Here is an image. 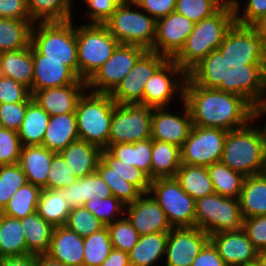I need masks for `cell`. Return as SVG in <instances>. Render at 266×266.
<instances>
[{
  "mask_svg": "<svg viewBox=\"0 0 266 266\" xmlns=\"http://www.w3.org/2000/svg\"><path fill=\"white\" fill-rule=\"evenodd\" d=\"M203 88H217L244 97L253 107L262 103L266 92V61H234L216 49L188 73Z\"/></svg>",
  "mask_w": 266,
  "mask_h": 266,
  "instance_id": "1",
  "label": "cell"
},
{
  "mask_svg": "<svg viewBox=\"0 0 266 266\" xmlns=\"http://www.w3.org/2000/svg\"><path fill=\"white\" fill-rule=\"evenodd\" d=\"M183 102L195 126L235 130L252 120L253 106L244 98L217 88H203L188 77Z\"/></svg>",
  "mask_w": 266,
  "mask_h": 266,
  "instance_id": "2",
  "label": "cell"
},
{
  "mask_svg": "<svg viewBox=\"0 0 266 266\" xmlns=\"http://www.w3.org/2000/svg\"><path fill=\"white\" fill-rule=\"evenodd\" d=\"M235 23L233 4H224L215 14L194 25L184 47L173 58L188 73L210 52L222 43L226 33Z\"/></svg>",
  "mask_w": 266,
  "mask_h": 266,
  "instance_id": "3",
  "label": "cell"
},
{
  "mask_svg": "<svg viewBox=\"0 0 266 266\" xmlns=\"http://www.w3.org/2000/svg\"><path fill=\"white\" fill-rule=\"evenodd\" d=\"M253 123L251 120L246 126L227 132L220 160L245 177L264 173L266 164L263 137Z\"/></svg>",
  "mask_w": 266,
  "mask_h": 266,
  "instance_id": "4",
  "label": "cell"
},
{
  "mask_svg": "<svg viewBox=\"0 0 266 266\" xmlns=\"http://www.w3.org/2000/svg\"><path fill=\"white\" fill-rule=\"evenodd\" d=\"M73 21L34 23L30 45L42 54V60L63 61L78 76L76 25Z\"/></svg>",
  "mask_w": 266,
  "mask_h": 266,
  "instance_id": "5",
  "label": "cell"
},
{
  "mask_svg": "<svg viewBox=\"0 0 266 266\" xmlns=\"http://www.w3.org/2000/svg\"><path fill=\"white\" fill-rule=\"evenodd\" d=\"M115 104L109 94L86 90L75 111L79 139L106 149Z\"/></svg>",
  "mask_w": 266,
  "mask_h": 266,
  "instance_id": "6",
  "label": "cell"
},
{
  "mask_svg": "<svg viewBox=\"0 0 266 266\" xmlns=\"http://www.w3.org/2000/svg\"><path fill=\"white\" fill-rule=\"evenodd\" d=\"M104 25L121 44L138 45L146 50L153 47L157 21L132 0L119 4Z\"/></svg>",
  "mask_w": 266,
  "mask_h": 266,
  "instance_id": "7",
  "label": "cell"
},
{
  "mask_svg": "<svg viewBox=\"0 0 266 266\" xmlns=\"http://www.w3.org/2000/svg\"><path fill=\"white\" fill-rule=\"evenodd\" d=\"M78 77L88 81L111 57L119 42L104 24L76 26Z\"/></svg>",
  "mask_w": 266,
  "mask_h": 266,
  "instance_id": "8",
  "label": "cell"
},
{
  "mask_svg": "<svg viewBox=\"0 0 266 266\" xmlns=\"http://www.w3.org/2000/svg\"><path fill=\"white\" fill-rule=\"evenodd\" d=\"M243 217L239 200L215 192L196 200L195 227L209 236L218 232L238 231Z\"/></svg>",
  "mask_w": 266,
  "mask_h": 266,
  "instance_id": "9",
  "label": "cell"
},
{
  "mask_svg": "<svg viewBox=\"0 0 266 266\" xmlns=\"http://www.w3.org/2000/svg\"><path fill=\"white\" fill-rule=\"evenodd\" d=\"M148 193L163 209L172 228L195 227L196 201L182 189L175 177L151 180Z\"/></svg>",
  "mask_w": 266,
  "mask_h": 266,
  "instance_id": "10",
  "label": "cell"
},
{
  "mask_svg": "<svg viewBox=\"0 0 266 266\" xmlns=\"http://www.w3.org/2000/svg\"><path fill=\"white\" fill-rule=\"evenodd\" d=\"M152 110L142 103L115 104L108 146L150 139Z\"/></svg>",
  "mask_w": 266,
  "mask_h": 266,
  "instance_id": "11",
  "label": "cell"
},
{
  "mask_svg": "<svg viewBox=\"0 0 266 266\" xmlns=\"http://www.w3.org/2000/svg\"><path fill=\"white\" fill-rule=\"evenodd\" d=\"M145 51V48L138 45L119 43L111 57L86 82L87 90L110 94Z\"/></svg>",
  "mask_w": 266,
  "mask_h": 266,
  "instance_id": "12",
  "label": "cell"
},
{
  "mask_svg": "<svg viewBox=\"0 0 266 266\" xmlns=\"http://www.w3.org/2000/svg\"><path fill=\"white\" fill-rule=\"evenodd\" d=\"M227 130L192 126L181 147V163L191 166H210L222 157Z\"/></svg>",
  "mask_w": 266,
  "mask_h": 266,
  "instance_id": "13",
  "label": "cell"
},
{
  "mask_svg": "<svg viewBox=\"0 0 266 266\" xmlns=\"http://www.w3.org/2000/svg\"><path fill=\"white\" fill-rule=\"evenodd\" d=\"M186 79L187 73L173 59H168L146 81L141 103L151 108H167L177 94H180L179 98L183 101Z\"/></svg>",
  "mask_w": 266,
  "mask_h": 266,
  "instance_id": "14",
  "label": "cell"
},
{
  "mask_svg": "<svg viewBox=\"0 0 266 266\" xmlns=\"http://www.w3.org/2000/svg\"><path fill=\"white\" fill-rule=\"evenodd\" d=\"M169 58L157 52L146 50L135 62L132 70L109 94L116 104L141 103L146 81Z\"/></svg>",
  "mask_w": 266,
  "mask_h": 266,
  "instance_id": "15",
  "label": "cell"
},
{
  "mask_svg": "<svg viewBox=\"0 0 266 266\" xmlns=\"http://www.w3.org/2000/svg\"><path fill=\"white\" fill-rule=\"evenodd\" d=\"M217 49L228 60L266 61V41L253 26L234 23Z\"/></svg>",
  "mask_w": 266,
  "mask_h": 266,
  "instance_id": "16",
  "label": "cell"
},
{
  "mask_svg": "<svg viewBox=\"0 0 266 266\" xmlns=\"http://www.w3.org/2000/svg\"><path fill=\"white\" fill-rule=\"evenodd\" d=\"M209 240L210 236L197 227L172 228L166 242L165 266H191Z\"/></svg>",
  "mask_w": 266,
  "mask_h": 266,
  "instance_id": "17",
  "label": "cell"
},
{
  "mask_svg": "<svg viewBox=\"0 0 266 266\" xmlns=\"http://www.w3.org/2000/svg\"><path fill=\"white\" fill-rule=\"evenodd\" d=\"M182 102V112L170 108H153L151 119V138L153 140L183 146L192 129V118L186 104ZM182 113V114H181Z\"/></svg>",
  "mask_w": 266,
  "mask_h": 266,
  "instance_id": "18",
  "label": "cell"
},
{
  "mask_svg": "<svg viewBox=\"0 0 266 266\" xmlns=\"http://www.w3.org/2000/svg\"><path fill=\"white\" fill-rule=\"evenodd\" d=\"M194 25L191 20L175 11L158 19L151 51L173 59L184 47Z\"/></svg>",
  "mask_w": 266,
  "mask_h": 266,
  "instance_id": "19",
  "label": "cell"
},
{
  "mask_svg": "<svg viewBox=\"0 0 266 266\" xmlns=\"http://www.w3.org/2000/svg\"><path fill=\"white\" fill-rule=\"evenodd\" d=\"M125 214L140 236L172 229L165 212L149 193L125 205Z\"/></svg>",
  "mask_w": 266,
  "mask_h": 266,
  "instance_id": "20",
  "label": "cell"
},
{
  "mask_svg": "<svg viewBox=\"0 0 266 266\" xmlns=\"http://www.w3.org/2000/svg\"><path fill=\"white\" fill-rule=\"evenodd\" d=\"M210 241L227 266H241L258 260V250L242 228L210 235Z\"/></svg>",
  "mask_w": 266,
  "mask_h": 266,
  "instance_id": "21",
  "label": "cell"
},
{
  "mask_svg": "<svg viewBox=\"0 0 266 266\" xmlns=\"http://www.w3.org/2000/svg\"><path fill=\"white\" fill-rule=\"evenodd\" d=\"M34 63L31 95L38 90L62 87L70 84H87L60 60H42V54L32 47Z\"/></svg>",
  "mask_w": 266,
  "mask_h": 266,
  "instance_id": "22",
  "label": "cell"
},
{
  "mask_svg": "<svg viewBox=\"0 0 266 266\" xmlns=\"http://www.w3.org/2000/svg\"><path fill=\"white\" fill-rule=\"evenodd\" d=\"M86 90L87 84H70L35 91L32 98L50 116H56L75 112L77 103Z\"/></svg>",
  "mask_w": 266,
  "mask_h": 266,
  "instance_id": "23",
  "label": "cell"
},
{
  "mask_svg": "<svg viewBox=\"0 0 266 266\" xmlns=\"http://www.w3.org/2000/svg\"><path fill=\"white\" fill-rule=\"evenodd\" d=\"M46 254L65 266H83V237L66 226H57L54 228L50 247Z\"/></svg>",
  "mask_w": 266,
  "mask_h": 266,
  "instance_id": "24",
  "label": "cell"
},
{
  "mask_svg": "<svg viewBox=\"0 0 266 266\" xmlns=\"http://www.w3.org/2000/svg\"><path fill=\"white\" fill-rule=\"evenodd\" d=\"M54 153L42 145L22 146L18 164L28 183L47 189L48 172Z\"/></svg>",
  "mask_w": 266,
  "mask_h": 266,
  "instance_id": "25",
  "label": "cell"
},
{
  "mask_svg": "<svg viewBox=\"0 0 266 266\" xmlns=\"http://www.w3.org/2000/svg\"><path fill=\"white\" fill-rule=\"evenodd\" d=\"M102 149L97 145L78 139L71 142L59 153L63 156L68 166L71 167L77 179L96 172L101 159Z\"/></svg>",
  "mask_w": 266,
  "mask_h": 266,
  "instance_id": "26",
  "label": "cell"
},
{
  "mask_svg": "<svg viewBox=\"0 0 266 266\" xmlns=\"http://www.w3.org/2000/svg\"><path fill=\"white\" fill-rule=\"evenodd\" d=\"M62 197L71 208L84 206L86 201L113 196L108 184L97 172L76 179L71 185L60 189Z\"/></svg>",
  "mask_w": 266,
  "mask_h": 266,
  "instance_id": "27",
  "label": "cell"
},
{
  "mask_svg": "<svg viewBox=\"0 0 266 266\" xmlns=\"http://www.w3.org/2000/svg\"><path fill=\"white\" fill-rule=\"evenodd\" d=\"M34 63L32 46L0 53V75L12 78L29 90L33 86Z\"/></svg>",
  "mask_w": 266,
  "mask_h": 266,
  "instance_id": "28",
  "label": "cell"
},
{
  "mask_svg": "<svg viewBox=\"0 0 266 266\" xmlns=\"http://www.w3.org/2000/svg\"><path fill=\"white\" fill-rule=\"evenodd\" d=\"M75 112L50 116L42 146L55 153L60 152L71 142L78 140Z\"/></svg>",
  "mask_w": 266,
  "mask_h": 266,
  "instance_id": "29",
  "label": "cell"
},
{
  "mask_svg": "<svg viewBox=\"0 0 266 266\" xmlns=\"http://www.w3.org/2000/svg\"><path fill=\"white\" fill-rule=\"evenodd\" d=\"M238 200L243 219L266 215V175L246 176Z\"/></svg>",
  "mask_w": 266,
  "mask_h": 266,
  "instance_id": "30",
  "label": "cell"
},
{
  "mask_svg": "<svg viewBox=\"0 0 266 266\" xmlns=\"http://www.w3.org/2000/svg\"><path fill=\"white\" fill-rule=\"evenodd\" d=\"M168 233L141 235L137 244L128 253L130 266H153L162 261L161 259L165 256Z\"/></svg>",
  "mask_w": 266,
  "mask_h": 266,
  "instance_id": "31",
  "label": "cell"
},
{
  "mask_svg": "<svg viewBox=\"0 0 266 266\" xmlns=\"http://www.w3.org/2000/svg\"><path fill=\"white\" fill-rule=\"evenodd\" d=\"M24 228L27 252L33 255L46 254L50 247L54 226L37 212L20 219Z\"/></svg>",
  "mask_w": 266,
  "mask_h": 266,
  "instance_id": "32",
  "label": "cell"
},
{
  "mask_svg": "<svg viewBox=\"0 0 266 266\" xmlns=\"http://www.w3.org/2000/svg\"><path fill=\"white\" fill-rule=\"evenodd\" d=\"M153 139L109 145L106 149L117 159L145 172L151 179Z\"/></svg>",
  "mask_w": 266,
  "mask_h": 266,
  "instance_id": "33",
  "label": "cell"
},
{
  "mask_svg": "<svg viewBox=\"0 0 266 266\" xmlns=\"http://www.w3.org/2000/svg\"><path fill=\"white\" fill-rule=\"evenodd\" d=\"M181 164V148L179 146L153 140L151 180L175 177Z\"/></svg>",
  "mask_w": 266,
  "mask_h": 266,
  "instance_id": "34",
  "label": "cell"
},
{
  "mask_svg": "<svg viewBox=\"0 0 266 266\" xmlns=\"http://www.w3.org/2000/svg\"><path fill=\"white\" fill-rule=\"evenodd\" d=\"M49 119L50 115L32 100L17 131L22 146L42 145Z\"/></svg>",
  "mask_w": 266,
  "mask_h": 266,
  "instance_id": "35",
  "label": "cell"
},
{
  "mask_svg": "<svg viewBox=\"0 0 266 266\" xmlns=\"http://www.w3.org/2000/svg\"><path fill=\"white\" fill-rule=\"evenodd\" d=\"M175 179L195 201L215 192L207 167L181 164Z\"/></svg>",
  "mask_w": 266,
  "mask_h": 266,
  "instance_id": "36",
  "label": "cell"
},
{
  "mask_svg": "<svg viewBox=\"0 0 266 266\" xmlns=\"http://www.w3.org/2000/svg\"><path fill=\"white\" fill-rule=\"evenodd\" d=\"M33 24L32 20L0 18V53L29 47Z\"/></svg>",
  "mask_w": 266,
  "mask_h": 266,
  "instance_id": "37",
  "label": "cell"
},
{
  "mask_svg": "<svg viewBox=\"0 0 266 266\" xmlns=\"http://www.w3.org/2000/svg\"><path fill=\"white\" fill-rule=\"evenodd\" d=\"M27 254L29 253L20 219L0 212V257Z\"/></svg>",
  "mask_w": 266,
  "mask_h": 266,
  "instance_id": "38",
  "label": "cell"
},
{
  "mask_svg": "<svg viewBox=\"0 0 266 266\" xmlns=\"http://www.w3.org/2000/svg\"><path fill=\"white\" fill-rule=\"evenodd\" d=\"M72 0H30V19L36 22H66L73 20Z\"/></svg>",
  "mask_w": 266,
  "mask_h": 266,
  "instance_id": "39",
  "label": "cell"
},
{
  "mask_svg": "<svg viewBox=\"0 0 266 266\" xmlns=\"http://www.w3.org/2000/svg\"><path fill=\"white\" fill-rule=\"evenodd\" d=\"M60 190L42 189L36 212L54 227L65 226L70 210Z\"/></svg>",
  "mask_w": 266,
  "mask_h": 266,
  "instance_id": "40",
  "label": "cell"
},
{
  "mask_svg": "<svg viewBox=\"0 0 266 266\" xmlns=\"http://www.w3.org/2000/svg\"><path fill=\"white\" fill-rule=\"evenodd\" d=\"M210 180L216 194L238 199L242 190L245 176L222 163L215 162L207 166Z\"/></svg>",
  "mask_w": 266,
  "mask_h": 266,
  "instance_id": "41",
  "label": "cell"
},
{
  "mask_svg": "<svg viewBox=\"0 0 266 266\" xmlns=\"http://www.w3.org/2000/svg\"><path fill=\"white\" fill-rule=\"evenodd\" d=\"M41 191V187L27 183L14 193L1 213L17 219L27 217L36 212Z\"/></svg>",
  "mask_w": 266,
  "mask_h": 266,
  "instance_id": "42",
  "label": "cell"
},
{
  "mask_svg": "<svg viewBox=\"0 0 266 266\" xmlns=\"http://www.w3.org/2000/svg\"><path fill=\"white\" fill-rule=\"evenodd\" d=\"M83 240V266H101L113 249L107 227L84 237Z\"/></svg>",
  "mask_w": 266,
  "mask_h": 266,
  "instance_id": "43",
  "label": "cell"
},
{
  "mask_svg": "<svg viewBox=\"0 0 266 266\" xmlns=\"http://www.w3.org/2000/svg\"><path fill=\"white\" fill-rule=\"evenodd\" d=\"M96 172L108 184L112 195L120 200L124 205L133 203L142 195V193L133 184L125 181L101 159L97 165Z\"/></svg>",
  "mask_w": 266,
  "mask_h": 266,
  "instance_id": "44",
  "label": "cell"
},
{
  "mask_svg": "<svg viewBox=\"0 0 266 266\" xmlns=\"http://www.w3.org/2000/svg\"><path fill=\"white\" fill-rule=\"evenodd\" d=\"M101 160L125 181L133 184L142 194L149 192L151 179L141 169L117 159L107 149H102Z\"/></svg>",
  "mask_w": 266,
  "mask_h": 266,
  "instance_id": "45",
  "label": "cell"
},
{
  "mask_svg": "<svg viewBox=\"0 0 266 266\" xmlns=\"http://www.w3.org/2000/svg\"><path fill=\"white\" fill-rule=\"evenodd\" d=\"M27 183V177L18 163L0 165V212L14 193Z\"/></svg>",
  "mask_w": 266,
  "mask_h": 266,
  "instance_id": "46",
  "label": "cell"
},
{
  "mask_svg": "<svg viewBox=\"0 0 266 266\" xmlns=\"http://www.w3.org/2000/svg\"><path fill=\"white\" fill-rule=\"evenodd\" d=\"M224 4L222 0H176L175 12L196 24L211 17Z\"/></svg>",
  "mask_w": 266,
  "mask_h": 266,
  "instance_id": "47",
  "label": "cell"
},
{
  "mask_svg": "<svg viewBox=\"0 0 266 266\" xmlns=\"http://www.w3.org/2000/svg\"><path fill=\"white\" fill-rule=\"evenodd\" d=\"M106 227L114 249L129 253L139 240V233L125 215Z\"/></svg>",
  "mask_w": 266,
  "mask_h": 266,
  "instance_id": "48",
  "label": "cell"
},
{
  "mask_svg": "<svg viewBox=\"0 0 266 266\" xmlns=\"http://www.w3.org/2000/svg\"><path fill=\"white\" fill-rule=\"evenodd\" d=\"M84 206L105 226L123 218V214L125 215V205L114 196L97 200L91 199L86 201Z\"/></svg>",
  "mask_w": 266,
  "mask_h": 266,
  "instance_id": "49",
  "label": "cell"
},
{
  "mask_svg": "<svg viewBox=\"0 0 266 266\" xmlns=\"http://www.w3.org/2000/svg\"><path fill=\"white\" fill-rule=\"evenodd\" d=\"M65 226L83 238L105 227L85 206L72 208Z\"/></svg>",
  "mask_w": 266,
  "mask_h": 266,
  "instance_id": "50",
  "label": "cell"
},
{
  "mask_svg": "<svg viewBox=\"0 0 266 266\" xmlns=\"http://www.w3.org/2000/svg\"><path fill=\"white\" fill-rule=\"evenodd\" d=\"M76 179L63 156L59 152L54 153L48 172L47 189L60 190L71 185Z\"/></svg>",
  "mask_w": 266,
  "mask_h": 266,
  "instance_id": "51",
  "label": "cell"
},
{
  "mask_svg": "<svg viewBox=\"0 0 266 266\" xmlns=\"http://www.w3.org/2000/svg\"><path fill=\"white\" fill-rule=\"evenodd\" d=\"M21 149L17 131L0 127V165L18 163Z\"/></svg>",
  "mask_w": 266,
  "mask_h": 266,
  "instance_id": "52",
  "label": "cell"
},
{
  "mask_svg": "<svg viewBox=\"0 0 266 266\" xmlns=\"http://www.w3.org/2000/svg\"><path fill=\"white\" fill-rule=\"evenodd\" d=\"M125 0H84L87 24H104ZM89 18V19H88ZM90 20V21H89Z\"/></svg>",
  "mask_w": 266,
  "mask_h": 266,
  "instance_id": "53",
  "label": "cell"
},
{
  "mask_svg": "<svg viewBox=\"0 0 266 266\" xmlns=\"http://www.w3.org/2000/svg\"><path fill=\"white\" fill-rule=\"evenodd\" d=\"M245 9L239 0L233 4L235 11V23L243 26H253L264 14H266V0H247Z\"/></svg>",
  "mask_w": 266,
  "mask_h": 266,
  "instance_id": "54",
  "label": "cell"
},
{
  "mask_svg": "<svg viewBox=\"0 0 266 266\" xmlns=\"http://www.w3.org/2000/svg\"><path fill=\"white\" fill-rule=\"evenodd\" d=\"M30 90L12 78L0 75V104L31 102Z\"/></svg>",
  "mask_w": 266,
  "mask_h": 266,
  "instance_id": "55",
  "label": "cell"
},
{
  "mask_svg": "<svg viewBox=\"0 0 266 266\" xmlns=\"http://www.w3.org/2000/svg\"><path fill=\"white\" fill-rule=\"evenodd\" d=\"M29 103L30 102L1 103L0 127L18 131L25 117V112Z\"/></svg>",
  "mask_w": 266,
  "mask_h": 266,
  "instance_id": "56",
  "label": "cell"
},
{
  "mask_svg": "<svg viewBox=\"0 0 266 266\" xmlns=\"http://www.w3.org/2000/svg\"><path fill=\"white\" fill-rule=\"evenodd\" d=\"M242 229L258 251L266 249V215L244 218Z\"/></svg>",
  "mask_w": 266,
  "mask_h": 266,
  "instance_id": "57",
  "label": "cell"
},
{
  "mask_svg": "<svg viewBox=\"0 0 266 266\" xmlns=\"http://www.w3.org/2000/svg\"><path fill=\"white\" fill-rule=\"evenodd\" d=\"M156 21L175 11L176 0H132Z\"/></svg>",
  "mask_w": 266,
  "mask_h": 266,
  "instance_id": "58",
  "label": "cell"
},
{
  "mask_svg": "<svg viewBox=\"0 0 266 266\" xmlns=\"http://www.w3.org/2000/svg\"><path fill=\"white\" fill-rule=\"evenodd\" d=\"M0 18L31 20L23 0H0Z\"/></svg>",
  "mask_w": 266,
  "mask_h": 266,
  "instance_id": "59",
  "label": "cell"
},
{
  "mask_svg": "<svg viewBox=\"0 0 266 266\" xmlns=\"http://www.w3.org/2000/svg\"><path fill=\"white\" fill-rule=\"evenodd\" d=\"M191 266H227L216 247L209 240L195 257Z\"/></svg>",
  "mask_w": 266,
  "mask_h": 266,
  "instance_id": "60",
  "label": "cell"
},
{
  "mask_svg": "<svg viewBox=\"0 0 266 266\" xmlns=\"http://www.w3.org/2000/svg\"><path fill=\"white\" fill-rule=\"evenodd\" d=\"M3 266H37V255L27 254L3 257Z\"/></svg>",
  "mask_w": 266,
  "mask_h": 266,
  "instance_id": "61",
  "label": "cell"
},
{
  "mask_svg": "<svg viewBox=\"0 0 266 266\" xmlns=\"http://www.w3.org/2000/svg\"><path fill=\"white\" fill-rule=\"evenodd\" d=\"M101 266H130L128 253L113 248Z\"/></svg>",
  "mask_w": 266,
  "mask_h": 266,
  "instance_id": "62",
  "label": "cell"
},
{
  "mask_svg": "<svg viewBox=\"0 0 266 266\" xmlns=\"http://www.w3.org/2000/svg\"><path fill=\"white\" fill-rule=\"evenodd\" d=\"M266 115V106L263 103H259L258 105H255L252 108V120L255 122H258V119H263V117H265ZM261 117V118H260ZM261 131L262 137H263V143H264V147L266 150V121H265V125L262 127H258Z\"/></svg>",
  "mask_w": 266,
  "mask_h": 266,
  "instance_id": "63",
  "label": "cell"
},
{
  "mask_svg": "<svg viewBox=\"0 0 266 266\" xmlns=\"http://www.w3.org/2000/svg\"><path fill=\"white\" fill-rule=\"evenodd\" d=\"M37 266H65L60 261L52 259L47 254L37 255Z\"/></svg>",
  "mask_w": 266,
  "mask_h": 266,
  "instance_id": "64",
  "label": "cell"
},
{
  "mask_svg": "<svg viewBox=\"0 0 266 266\" xmlns=\"http://www.w3.org/2000/svg\"><path fill=\"white\" fill-rule=\"evenodd\" d=\"M257 33L262 35L266 41V14H264L254 25Z\"/></svg>",
  "mask_w": 266,
  "mask_h": 266,
  "instance_id": "65",
  "label": "cell"
},
{
  "mask_svg": "<svg viewBox=\"0 0 266 266\" xmlns=\"http://www.w3.org/2000/svg\"><path fill=\"white\" fill-rule=\"evenodd\" d=\"M258 261L262 266H266V249L258 251Z\"/></svg>",
  "mask_w": 266,
  "mask_h": 266,
  "instance_id": "66",
  "label": "cell"
},
{
  "mask_svg": "<svg viewBox=\"0 0 266 266\" xmlns=\"http://www.w3.org/2000/svg\"><path fill=\"white\" fill-rule=\"evenodd\" d=\"M241 266H262V264L258 260H256L254 262L243 264Z\"/></svg>",
  "mask_w": 266,
  "mask_h": 266,
  "instance_id": "67",
  "label": "cell"
},
{
  "mask_svg": "<svg viewBox=\"0 0 266 266\" xmlns=\"http://www.w3.org/2000/svg\"><path fill=\"white\" fill-rule=\"evenodd\" d=\"M225 4H234L236 0H222Z\"/></svg>",
  "mask_w": 266,
  "mask_h": 266,
  "instance_id": "68",
  "label": "cell"
},
{
  "mask_svg": "<svg viewBox=\"0 0 266 266\" xmlns=\"http://www.w3.org/2000/svg\"><path fill=\"white\" fill-rule=\"evenodd\" d=\"M262 103L266 106V92H265V97H264Z\"/></svg>",
  "mask_w": 266,
  "mask_h": 266,
  "instance_id": "69",
  "label": "cell"
},
{
  "mask_svg": "<svg viewBox=\"0 0 266 266\" xmlns=\"http://www.w3.org/2000/svg\"><path fill=\"white\" fill-rule=\"evenodd\" d=\"M0 266H3V257H0Z\"/></svg>",
  "mask_w": 266,
  "mask_h": 266,
  "instance_id": "70",
  "label": "cell"
},
{
  "mask_svg": "<svg viewBox=\"0 0 266 266\" xmlns=\"http://www.w3.org/2000/svg\"><path fill=\"white\" fill-rule=\"evenodd\" d=\"M264 174L266 175V164H265Z\"/></svg>",
  "mask_w": 266,
  "mask_h": 266,
  "instance_id": "71",
  "label": "cell"
}]
</instances>
